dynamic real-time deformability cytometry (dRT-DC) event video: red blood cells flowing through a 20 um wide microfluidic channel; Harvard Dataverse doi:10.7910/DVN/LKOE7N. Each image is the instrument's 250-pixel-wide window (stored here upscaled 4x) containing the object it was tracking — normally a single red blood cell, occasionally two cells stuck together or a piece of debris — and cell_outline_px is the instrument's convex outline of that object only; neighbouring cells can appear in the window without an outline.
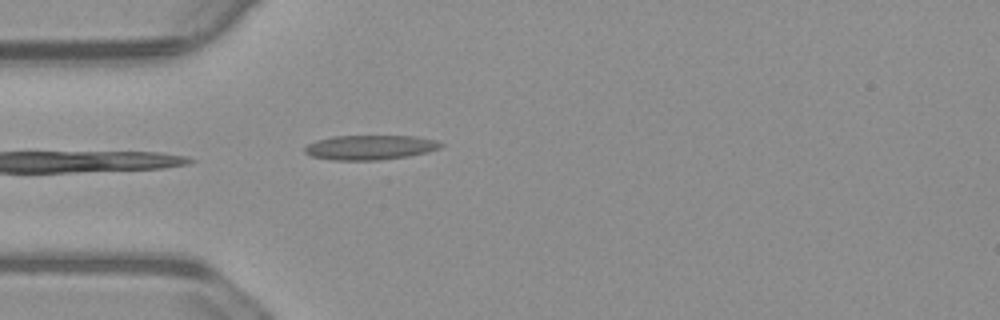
{"species": "common noctule bat (a hibernating species)", "species_latin": "Nyctalus noctula", "temperature_condition": "warm", "stored_images_in_passage": 4, "camera_frame_rate_fps": 3000, "um_per_image_px": 0.085, "animal": {"sex": "male", "body_mass_g": 23.1, "forearm_length_mm": 52.7}, "frame": {"image": 1, "passage_image": 1, "time_ms": 0.0, "image_size_px": [1000, 320], "cell_outline_px": [[444, 144], [440, 148], [428, 152], [408, 156], [380, 160], [332, 160], [312, 156], [304, 152], [304, 148], [308, 144], [316, 140], [332, 136], [416, 136], [436, 140]], "centroid_in_image_um": [31.46, 12.53], "position_along_channel_um": 53.5, "area_um2": 19.59}}